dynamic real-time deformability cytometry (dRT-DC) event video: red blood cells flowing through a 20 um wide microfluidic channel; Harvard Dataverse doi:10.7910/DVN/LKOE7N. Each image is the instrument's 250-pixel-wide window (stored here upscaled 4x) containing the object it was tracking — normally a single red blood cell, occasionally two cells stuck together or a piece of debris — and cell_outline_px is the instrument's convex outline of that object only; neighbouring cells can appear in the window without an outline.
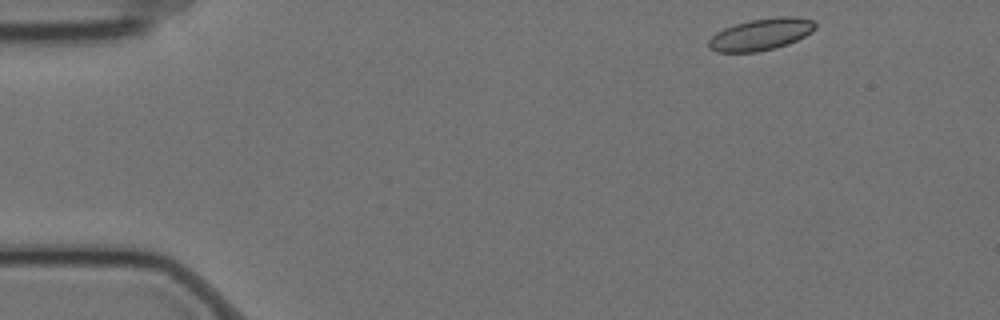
{"species": "Egyptian fruit bat (a non-hibernating species)", "species_latin": "Rousettus aegyptiacus", "temperature_condition": "cold", "stored_images_in_passage": 48, "camera_frame_rate_fps": 3000, "um_per_image_px": 0.085, "animal": {"sex": "female"}, "frame": {"image": 1, "passage_image": 1, "time_ms": 0.0, "image_size_px": [1000, 320], "cell_outline_px": [[816, 28], [812, 32], [788, 44], [776, 48], [756, 52], [716, 52], [708, 48], [708, 40], [716, 32], [724, 28], [736, 24], [752, 20], [780, 16], [796, 16], [812, 20], [816, 24]], "centroid_in_image_um": [64.67, 2.92], "position_along_channel_um": 20.3, "area_um2": 19.77}}
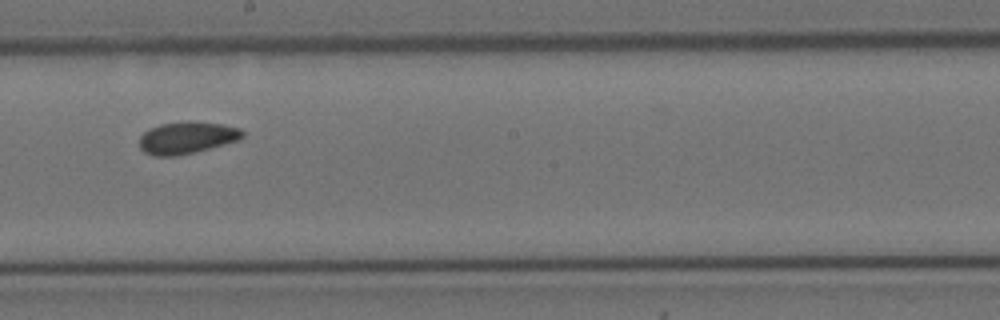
{"frame": {"image": 2, "passage_image": 27, "time_ms": 8.667, "image_size_px": [1000, 320], "cell_outline_px": [[244, 136], [240, 140], [176, 156], [152, 156], [144, 152], [140, 148], [140, 136], [144, 132], [160, 124], [188, 120], [224, 124], [240, 128], [244, 132]], "centroid_in_image_um": [15.9, 11.69], "position_along_channel_um": 232.3, "area_um2": 19.31}}
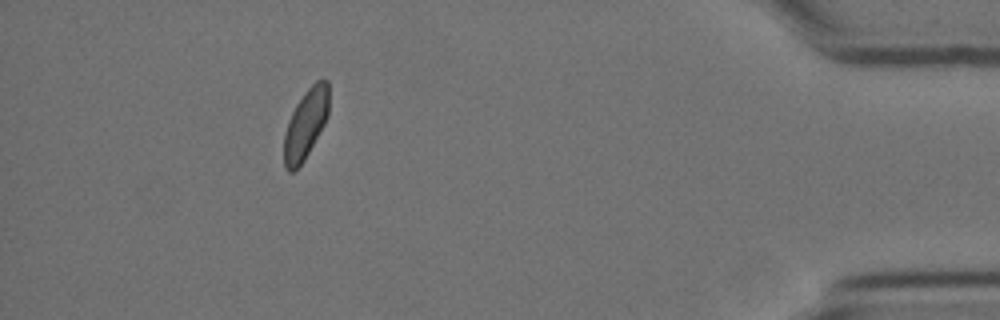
{"frame": {"image": 3, "passage_image": 47, "time_ms": 15.333, "image_size_px": [1000, 320], "cell_outline_px": [[328, 116], [324, 124], [304, 160], [292, 172], [288, 172], [284, 164], [284, 132], [288, 120], [296, 104], [304, 92], [316, 80], [328, 80]], "centroid_in_image_um": [25.97, 10.53], "position_along_channel_um": 409.2, "area_um2": 18.03}}